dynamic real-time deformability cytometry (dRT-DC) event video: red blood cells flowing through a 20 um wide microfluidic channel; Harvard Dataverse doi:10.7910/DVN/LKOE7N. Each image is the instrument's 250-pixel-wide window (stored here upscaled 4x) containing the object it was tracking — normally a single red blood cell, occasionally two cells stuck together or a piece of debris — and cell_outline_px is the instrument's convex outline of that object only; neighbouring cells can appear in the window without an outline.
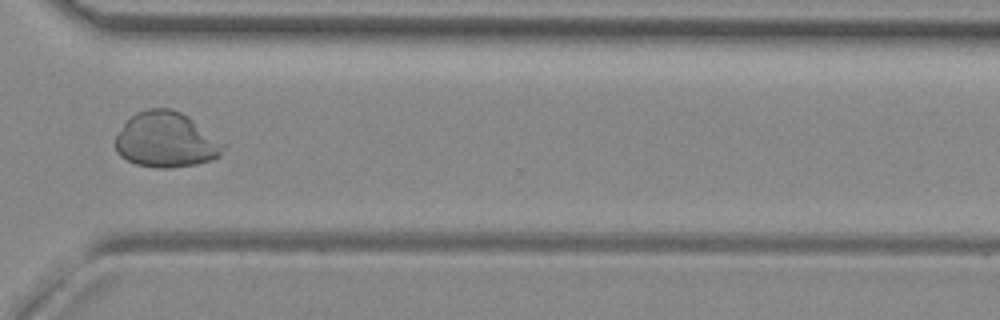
{"species": "common noctule bat (a hibernating species)", "species_latin": "Nyctalus noctula", "temperature_condition": "room temperature", "stored_images_in_passage": 36, "camera_frame_rate_fps": 3000, "um_per_image_px": 0.085, "animal": {"sex": "female", "body_mass_g": 29.2, "forearm_length_mm": 56.3}, "frame": {"image": 1, "passage_image": 26, "time_ms": 8.333, "image_size_px": [1000, 320], "cell_outline_px": [[228, 144], [220, 156], [212, 160], [196, 164], [168, 168], [156, 168], [136, 164], [120, 156], [116, 152], [116, 136], [124, 124], [136, 112], [148, 108], [172, 108], [188, 116]], "centroid_in_image_um": [14.16, 11.89], "position_along_channel_um": 356.4, "area_um2": 35.08}}